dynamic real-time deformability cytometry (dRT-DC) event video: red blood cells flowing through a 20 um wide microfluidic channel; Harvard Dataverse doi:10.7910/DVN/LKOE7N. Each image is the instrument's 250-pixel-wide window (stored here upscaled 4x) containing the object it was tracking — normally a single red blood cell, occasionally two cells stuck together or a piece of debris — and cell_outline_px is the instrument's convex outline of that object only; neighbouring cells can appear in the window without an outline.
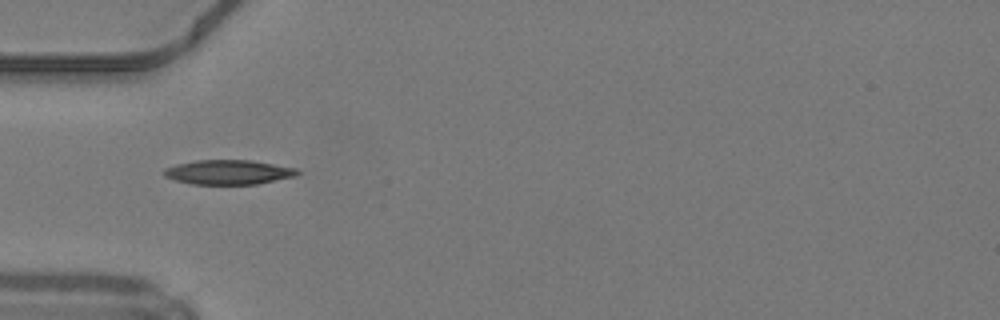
{"species": "common noctule bat (a hibernating species)", "species_latin": "Nyctalus noctula", "temperature_condition": "warm", "stored_images_in_passage": 34, "camera_frame_rate_fps": 3000, "um_per_image_px": 0.085, "animal": {"sex": "male", "body_mass_g": 19.2, "forearm_length_mm": 51.8}, "frame": {"image": 1, "passage_image": 1, "time_ms": 0.0, "image_size_px": [1000, 320], "cell_outline_px": [[300, 172], [296, 176], [256, 184], [192, 184], [176, 180], [164, 176], [164, 168], [176, 164], [196, 160], [252, 160], [296, 168]], "centroid_in_image_um": [19.41, 14.63], "position_along_channel_um": 65.6, "area_um2": 19.02}}
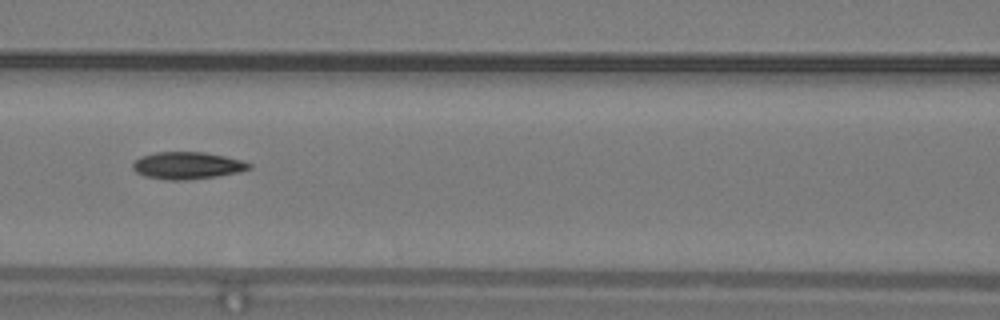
{"frame": {"image": 2, "passage_image": 7, "time_ms": 2.0, "image_size_px": [1000, 320], "cell_outline_px": [[252, 168], [240, 172], [216, 176], [188, 180], [168, 180], [144, 176], [136, 172], [132, 168], [132, 164], [140, 156], [156, 152], [204, 152], [224, 156], [240, 160], [252, 164]], "centroid_in_image_um": [15.91, 14.07], "position_along_channel_um": 150.7, "area_um2": 18.44}}
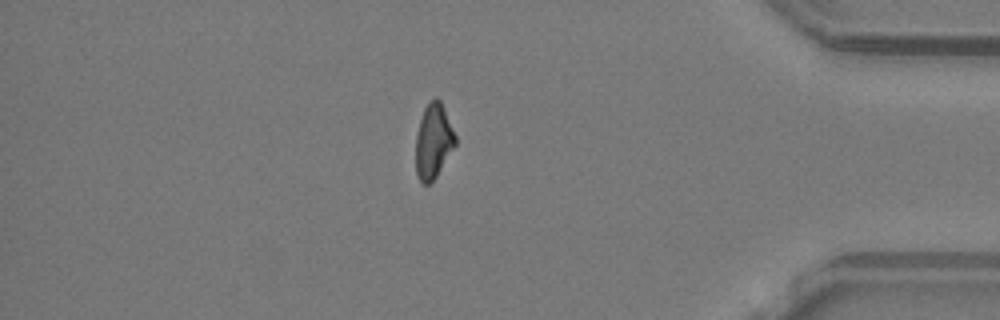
{"frame": {"image": 3, "passage_image": 27, "time_ms": 8.667, "image_size_px": [1000, 320], "cell_outline_px": [[456, 144], [436, 176], [428, 184], [424, 184], [420, 180], [416, 172], [416, 136], [420, 120], [424, 108], [436, 96], [440, 100], [444, 108], [456, 136]], "centroid_in_image_um": [36.84, 11.99], "position_along_channel_um": 398.4, "area_um2": 16.94}, "authors_computed_cell_mechanics": {"area_um2": 18.0047, "velocity_mm_per_s": 4.2453, "shape_relaxation_time_tau1_ms": 8.3327, "shape_relaxation_time_tau2_ms": null, "deformation_change_tau1": 0.2306, "deformation_change_tau2": null}}